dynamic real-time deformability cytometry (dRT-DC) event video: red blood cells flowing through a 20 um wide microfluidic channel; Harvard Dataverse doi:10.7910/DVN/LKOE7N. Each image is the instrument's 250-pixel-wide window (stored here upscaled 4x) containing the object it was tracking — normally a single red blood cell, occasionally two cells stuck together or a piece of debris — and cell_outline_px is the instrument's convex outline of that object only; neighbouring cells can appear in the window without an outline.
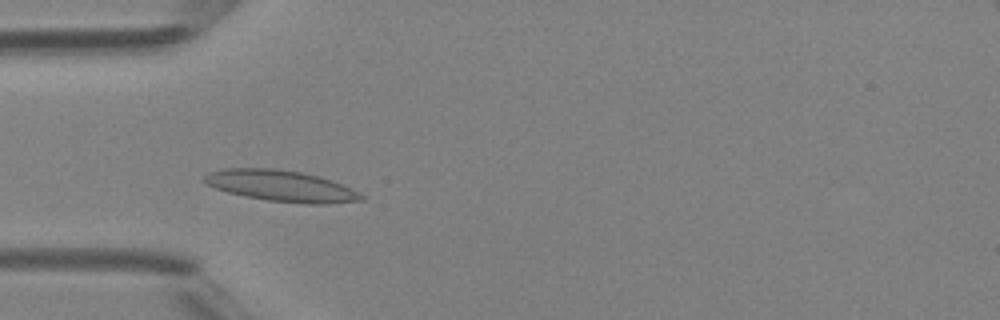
{"species": "Egyptian fruit bat (a non-hibernating species)", "species_latin": "Rousettus aegyptiacus", "temperature_condition": "room temperature", "stored_images_in_passage": 44, "camera_frame_rate_fps": 3000, "um_per_image_px": 0.085, "animal": {"sex": "female"}, "frame": {"image": 1, "passage_image": 11, "time_ms": 3.333, "image_size_px": [1000, 320], "cell_outline_px": [[364, 200], [328, 204], [304, 204], [268, 200], [244, 196], [228, 192], [204, 184], [204, 176], [208, 172], [224, 168], [276, 168], [300, 172], [316, 176], [352, 188], [364, 196]], "centroid_in_image_um": [23.87, 15.8], "position_along_channel_um": 61.1, "area_um2": 28.44}}
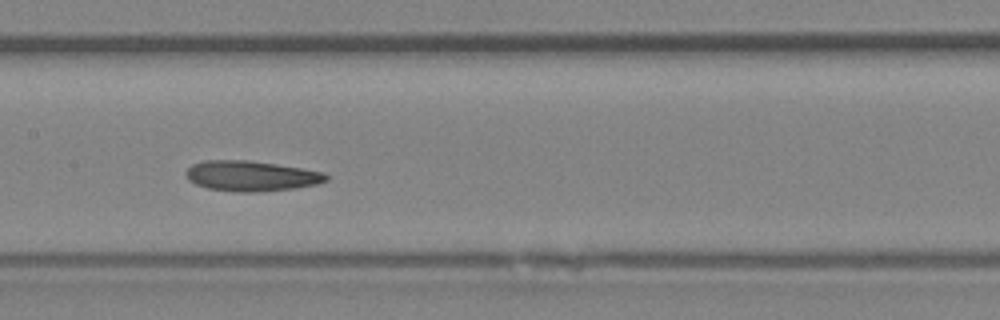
{"frame": {"image": 2, "passage_image": 20, "time_ms": 6.333, "image_size_px": [1000, 320], "cell_outline_px": [[328, 180], [316, 184], [296, 188], [252, 192], [236, 192], [208, 188], [196, 184], [188, 180], [184, 172], [192, 164], [204, 160], [248, 160], [276, 164], [324, 172], [328, 176]], "centroid_in_image_um": [21.32, 14.95], "position_along_channel_um": 186.1, "area_um2": 24.74}}
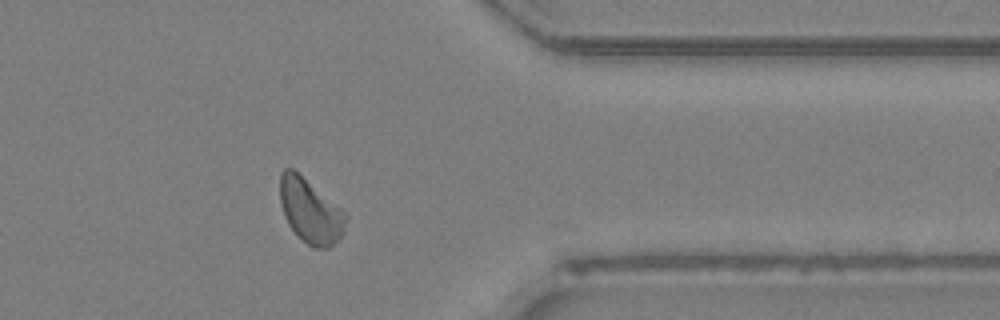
{"frame": {"image": 3, "passage_image": 35, "time_ms": 11.333, "image_size_px": [1000, 320], "cell_outline_px": [[348, 216], [344, 232], [328, 248], [312, 248], [288, 224], [284, 216], [280, 200], [280, 172], [284, 168], [292, 168], [340, 208]], "centroid_in_image_um": [26.37, 17.93], "position_along_channel_um": 385.0, "area_um2": 24.1}, "authors_computed_cell_mechanics": {"area_um2": 24.5072, "velocity_mm_per_s": 4.2444, "shape_relaxation_time_tau1_ms": 6.9286, "shape_relaxation_time_tau2_ms": null, "deformation_change_tau1": 0.1384, "deformation_change_tau2": null}}